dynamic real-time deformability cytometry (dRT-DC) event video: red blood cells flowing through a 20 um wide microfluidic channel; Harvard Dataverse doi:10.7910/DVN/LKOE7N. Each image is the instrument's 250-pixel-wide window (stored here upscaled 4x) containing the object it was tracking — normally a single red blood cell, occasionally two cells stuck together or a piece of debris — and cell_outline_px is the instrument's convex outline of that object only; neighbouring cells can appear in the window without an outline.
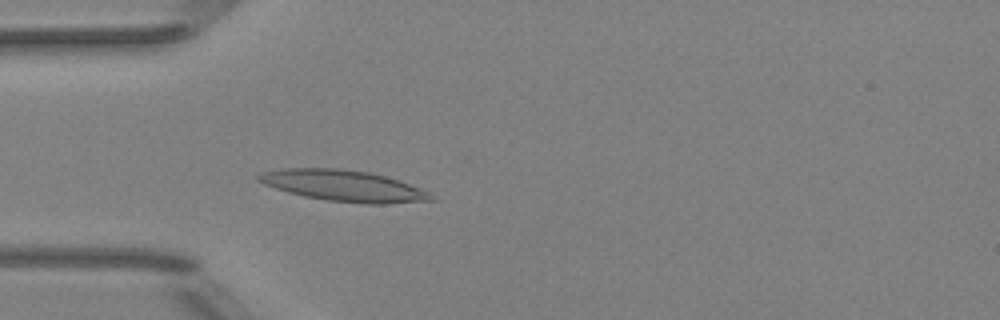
{"species": "Egyptian fruit bat (a non-hibernating species)", "species_latin": "Rousettus aegyptiacus", "temperature_condition": "room temperature", "stored_images_in_passage": 36, "camera_frame_rate_fps": 3000, "um_per_image_px": 0.085, "animal": {"sex": "female"}, "frame": {"image": 1, "passage_image": 5, "time_ms": 1.333, "image_size_px": [1000, 320], "cell_outline_px": [[436, 200], [384, 204], [364, 204], [328, 200], [304, 196], [288, 192], [264, 184], [256, 180], [252, 176], [260, 172], [284, 168], [340, 168], [368, 172], [384, 176], [408, 184], [428, 192]], "centroid_in_image_um": [29.12, 15.78], "position_along_channel_um": 55.9, "area_um2": 31.21}}
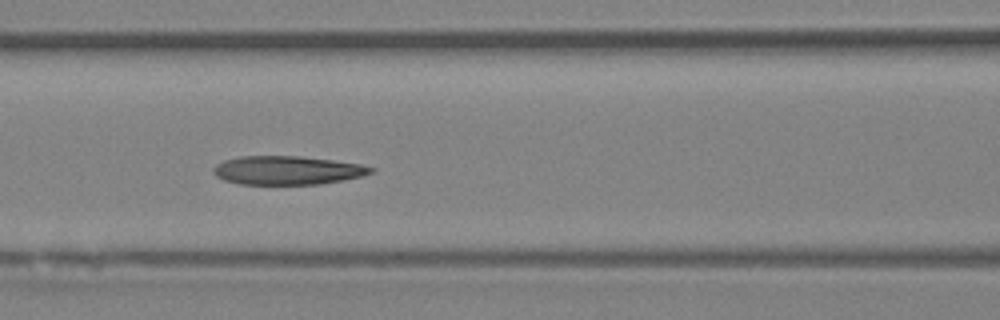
{"frame": {"image": 2, "passage_image": 12, "time_ms": 3.667, "image_size_px": [1000, 320], "cell_outline_px": [[376, 168], [372, 172], [360, 176], [344, 180], [320, 184], [240, 184], [224, 180], [216, 176], [212, 172], [212, 168], [216, 164], [224, 160], [240, 156], [300, 156], [332, 160], [360, 164]], "centroid_in_image_um": [24.39, 14.47], "position_along_channel_um": 142.2, "area_um2": 26.3}}
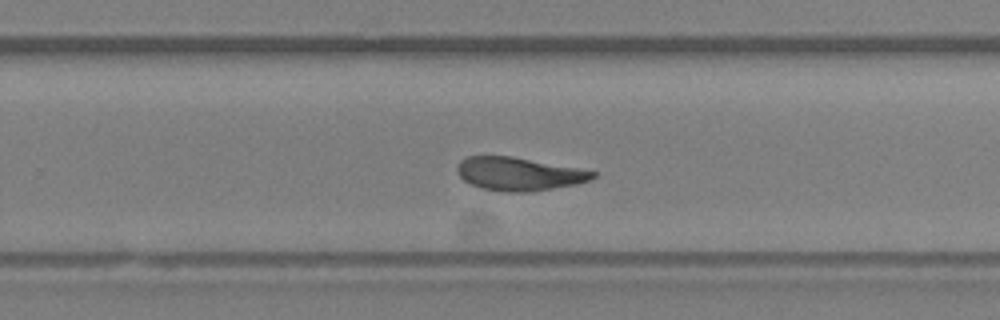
{"frame": {"image": 3, "passage_image": 23, "time_ms": 7.333, "image_size_px": [1000, 320], "cell_outline_px": [[596, 176], [588, 180], [576, 184], [532, 192], [504, 192], [480, 188], [464, 180], [460, 176], [456, 168], [460, 160], [468, 156], [512, 156], [576, 168], [596, 172]], "centroid_in_image_um": [44.07, 14.79], "position_along_channel_um": 285.7, "area_um2": 26.07}, "authors_computed_cell_mechanics": {"area_um2": 26.6458, "velocity_mm_per_s": 3.9369, "shape_relaxation_time_tau1_ms": 7.1819, "shape_relaxation_time_tau2_ms": 2.1844, "deformation_change_tau1": 0.1989, "deformation_change_tau2": 0.0977}}